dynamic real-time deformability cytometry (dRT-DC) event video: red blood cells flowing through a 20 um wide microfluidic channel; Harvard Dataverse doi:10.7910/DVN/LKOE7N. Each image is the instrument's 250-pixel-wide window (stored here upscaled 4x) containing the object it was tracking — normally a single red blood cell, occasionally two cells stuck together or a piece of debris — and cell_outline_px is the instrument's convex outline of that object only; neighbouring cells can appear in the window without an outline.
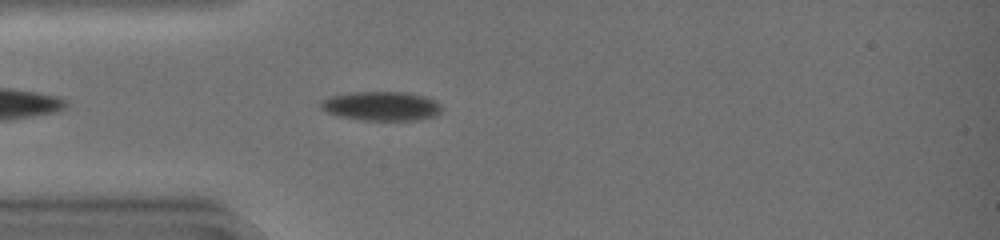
{"species": "common noctule bat (a hibernating species)", "species_latin": "Nyctalus noctula", "temperature_condition": "warm", "stored_images_in_passage": 15, "camera_frame_rate_fps": 3000, "um_per_image_px": 0.085, "animal": {"sex": "female", "body_mass_g": 19.0, "forearm_length_mm": 51.5}, "frame": {"image": 1, "passage_image": 4, "time_ms": 1.0, "image_size_px": [1000, 240], "cell_outline_px": [[444, 108], [440, 112], [432, 116], [420, 120], [364, 120], [340, 116], [328, 112], [320, 108], [320, 100], [328, 96], [348, 92], [408, 92], [424, 96], [436, 100]], "centroid_in_image_um": [32.41, 9.0], "position_along_channel_um": 52.6, "area_um2": 20.75}}